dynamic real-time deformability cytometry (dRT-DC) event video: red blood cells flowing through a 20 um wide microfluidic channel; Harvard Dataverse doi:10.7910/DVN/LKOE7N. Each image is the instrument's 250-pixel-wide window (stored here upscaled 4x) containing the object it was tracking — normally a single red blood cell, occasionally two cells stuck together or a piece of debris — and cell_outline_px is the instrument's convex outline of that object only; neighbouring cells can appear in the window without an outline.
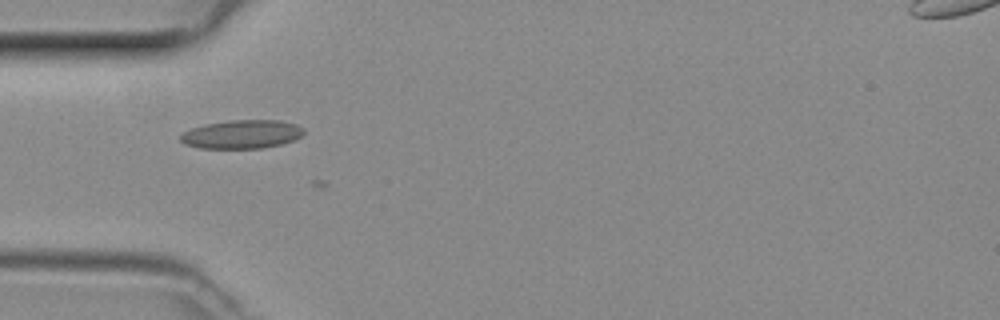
{"species": "common noctule bat (a hibernating species)", "species_latin": "Nyctalus noctula", "temperature_condition": "room temperature", "stored_images_in_passage": 18, "camera_frame_rate_fps": 3000, "um_per_image_px": 0.085, "animal": {"sex": "female", "body_mass_g": 29.2, "forearm_length_mm": 56.3}, "frame": {"image": 1, "passage_image": 6, "time_ms": 1.667, "image_size_px": [1000, 320], "cell_outline_px": [[304, 132], [300, 136], [292, 140], [280, 144], [260, 148], [200, 148], [184, 144], [180, 140], [180, 136], [184, 132], [192, 128], [204, 124], [228, 120], [280, 120], [296, 124], [304, 128]], "centroid_in_image_um": [20.54, 11.4], "position_along_channel_um": 64.5, "area_um2": 20.46}}
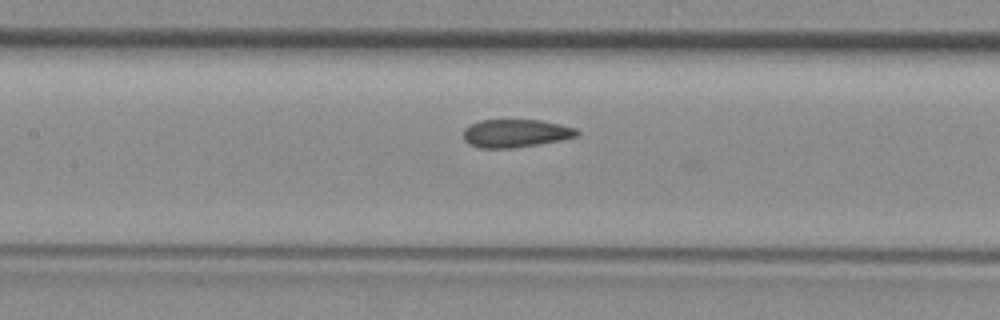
{"frame": {"image": 2, "passage_image": 13, "time_ms": 4.0, "image_size_px": [1000, 320], "cell_outline_px": [[580, 132], [576, 136], [560, 140], [540, 144], [512, 148], [480, 148], [468, 144], [464, 140], [464, 128], [468, 124], [480, 120], [540, 120], [560, 124], [576, 128]], "centroid_in_image_um": [43.8, 11.33], "position_along_channel_um": 163.6, "area_um2": 18.67}}
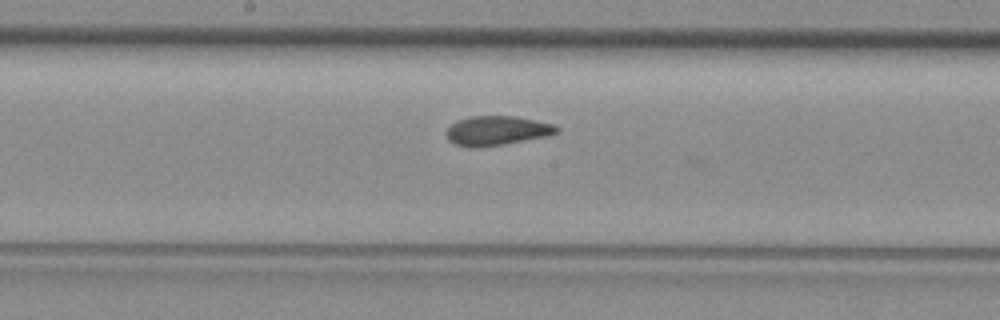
{"frame": {"image": 3, "passage_image": 16, "time_ms": 5.0, "image_size_px": [1000, 320], "cell_outline_px": [[560, 132], [548, 136], [500, 144], [468, 148], [456, 144], [448, 140], [444, 132], [456, 120], [468, 116], [516, 116], [536, 120], [552, 124], [560, 128]], "centroid_in_image_um": [42.22, 11.09], "position_along_channel_um": 206.0, "area_um2": 18.9}}